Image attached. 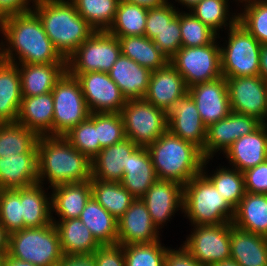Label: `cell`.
<instances>
[{"mask_svg":"<svg viewBox=\"0 0 267 266\" xmlns=\"http://www.w3.org/2000/svg\"><path fill=\"white\" fill-rule=\"evenodd\" d=\"M0 59L13 64L66 63L33 12L0 20Z\"/></svg>","mask_w":267,"mask_h":266,"instance_id":"1","label":"cell"},{"mask_svg":"<svg viewBox=\"0 0 267 266\" xmlns=\"http://www.w3.org/2000/svg\"><path fill=\"white\" fill-rule=\"evenodd\" d=\"M37 151L38 183L47 184L49 189L91 180V160L76 150L64 136H39Z\"/></svg>","mask_w":267,"mask_h":266,"instance_id":"2","label":"cell"},{"mask_svg":"<svg viewBox=\"0 0 267 266\" xmlns=\"http://www.w3.org/2000/svg\"><path fill=\"white\" fill-rule=\"evenodd\" d=\"M32 11L39 17L54 48L66 60L96 31L70 0H38Z\"/></svg>","mask_w":267,"mask_h":266,"instance_id":"3","label":"cell"},{"mask_svg":"<svg viewBox=\"0 0 267 266\" xmlns=\"http://www.w3.org/2000/svg\"><path fill=\"white\" fill-rule=\"evenodd\" d=\"M158 179L185 185L202 173V150L167 130L147 147Z\"/></svg>","mask_w":267,"mask_h":266,"instance_id":"4","label":"cell"},{"mask_svg":"<svg viewBox=\"0 0 267 266\" xmlns=\"http://www.w3.org/2000/svg\"><path fill=\"white\" fill-rule=\"evenodd\" d=\"M183 213L190 226L217 225L233 221L235 209L203 174L194 176L183 186Z\"/></svg>","mask_w":267,"mask_h":266,"instance_id":"5","label":"cell"},{"mask_svg":"<svg viewBox=\"0 0 267 266\" xmlns=\"http://www.w3.org/2000/svg\"><path fill=\"white\" fill-rule=\"evenodd\" d=\"M8 255L37 266H56L63 253L54 223L9 234Z\"/></svg>","mask_w":267,"mask_h":266,"instance_id":"6","label":"cell"},{"mask_svg":"<svg viewBox=\"0 0 267 266\" xmlns=\"http://www.w3.org/2000/svg\"><path fill=\"white\" fill-rule=\"evenodd\" d=\"M220 43L221 71L224 77L260 75V42L236 22L226 30Z\"/></svg>","mask_w":267,"mask_h":266,"instance_id":"7","label":"cell"},{"mask_svg":"<svg viewBox=\"0 0 267 266\" xmlns=\"http://www.w3.org/2000/svg\"><path fill=\"white\" fill-rule=\"evenodd\" d=\"M126 138L148 147L168 130L167 112L143 99L127 100L120 112Z\"/></svg>","mask_w":267,"mask_h":266,"instance_id":"8","label":"cell"},{"mask_svg":"<svg viewBox=\"0 0 267 266\" xmlns=\"http://www.w3.org/2000/svg\"><path fill=\"white\" fill-rule=\"evenodd\" d=\"M121 54L117 37L107 30H97L67 58V72L108 73Z\"/></svg>","mask_w":267,"mask_h":266,"instance_id":"9","label":"cell"},{"mask_svg":"<svg viewBox=\"0 0 267 266\" xmlns=\"http://www.w3.org/2000/svg\"><path fill=\"white\" fill-rule=\"evenodd\" d=\"M54 100L53 136H64L90 116L78 80L67 71L52 90Z\"/></svg>","mask_w":267,"mask_h":266,"instance_id":"10","label":"cell"},{"mask_svg":"<svg viewBox=\"0 0 267 266\" xmlns=\"http://www.w3.org/2000/svg\"><path fill=\"white\" fill-rule=\"evenodd\" d=\"M220 42L205 46L181 47L169 60L181 74L187 87L222 77Z\"/></svg>","mask_w":267,"mask_h":266,"instance_id":"11","label":"cell"},{"mask_svg":"<svg viewBox=\"0 0 267 266\" xmlns=\"http://www.w3.org/2000/svg\"><path fill=\"white\" fill-rule=\"evenodd\" d=\"M192 227L182 245L200 264L210 266L230 258L231 222Z\"/></svg>","mask_w":267,"mask_h":266,"instance_id":"12","label":"cell"},{"mask_svg":"<svg viewBox=\"0 0 267 266\" xmlns=\"http://www.w3.org/2000/svg\"><path fill=\"white\" fill-rule=\"evenodd\" d=\"M225 78L231 111L267 123V82L260 75Z\"/></svg>","mask_w":267,"mask_h":266,"instance_id":"13","label":"cell"},{"mask_svg":"<svg viewBox=\"0 0 267 266\" xmlns=\"http://www.w3.org/2000/svg\"><path fill=\"white\" fill-rule=\"evenodd\" d=\"M81 87L91 113H120L127 100L107 72L69 73Z\"/></svg>","mask_w":267,"mask_h":266,"instance_id":"14","label":"cell"},{"mask_svg":"<svg viewBox=\"0 0 267 266\" xmlns=\"http://www.w3.org/2000/svg\"><path fill=\"white\" fill-rule=\"evenodd\" d=\"M262 123L246 114L231 113L207 128L202 154L205 159L224 154L237 139L255 131Z\"/></svg>","mask_w":267,"mask_h":266,"instance_id":"15","label":"cell"},{"mask_svg":"<svg viewBox=\"0 0 267 266\" xmlns=\"http://www.w3.org/2000/svg\"><path fill=\"white\" fill-rule=\"evenodd\" d=\"M153 223L161 230L179 210L183 214V185L157 179L141 197Z\"/></svg>","mask_w":267,"mask_h":266,"instance_id":"16","label":"cell"},{"mask_svg":"<svg viewBox=\"0 0 267 266\" xmlns=\"http://www.w3.org/2000/svg\"><path fill=\"white\" fill-rule=\"evenodd\" d=\"M188 93L194 100L207 128L231 113L228 87L224 76L193 85L188 88Z\"/></svg>","mask_w":267,"mask_h":266,"instance_id":"17","label":"cell"},{"mask_svg":"<svg viewBox=\"0 0 267 266\" xmlns=\"http://www.w3.org/2000/svg\"><path fill=\"white\" fill-rule=\"evenodd\" d=\"M168 130L181 139L204 149L207 127L204 125L197 106L191 95H185L175 101L167 112Z\"/></svg>","mask_w":267,"mask_h":266,"instance_id":"18","label":"cell"},{"mask_svg":"<svg viewBox=\"0 0 267 266\" xmlns=\"http://www.w3.org/2000/svg\"><path fill=\"white\" fill-rule=\"evenodd\" d=\"M117 224L118 245L152 243L161 240V232L153 223L141 198H136L131 203L123 216L117 220Z\"/></svg>","mask_w":267,"mask_h":266,"instance_id":"19","label":"cell"},{"mask_svg":"<svg viewBox=\"0 0 267 266\" xmlns=\"http://www.w3.org/2000/svg\"><path fill=\"white\" fill-rule=\"evenodd\" d=\"M228 166L242 173L267 160V123L237 139L223 154Z\"/></svg>","mask_w":267,"mask_h":266,"instance_id":"20","label":"cell"},{"mask_svg":"<svg viewBox=\"0 0 267 266\" xmlns=\"http://www.w3.org/2000/svg\"><path fill=\"white\" fill-rule=\"evenodd\" d=\"M187 92L185 80L169 62L164 68L152 71L144 99L168 112Z\"/></svg>","mask_w":267,"mask_h":266,"instance_id":"21","label":"cell"},{"mask_svg":"<svg viewBox=\"0 0 267 266\" xmlns=\"http://www.w3.org/2000/svg\"><path fill=\"white\" fill-rule=\"evenodd\" d=\"M138 146L129 138L102 148L91 160L92 178L101 181L120 182L127 168L129 155Z\"/></svg>","mask_w":267,"mask_h":266,"instance_id":"22","label":"cell"},{"mask_svg":"<svg viewBox=\"0 0 267 266\" xmlns=\"http://www.w3.org/2000/svg\"><path fill=\"white\" fill-rule=\"evenodd\" d=\"M52 221L79 218L92 197L91 182L62 184L51 188ZM55 212V214H54ZM53 214L57 217H54Z\"/></svg>","mask_w":267,"mask_h":266,"instance_id":"23","label":"cell"},{"mask_svg":"<svg viewBox=\"0 0 267 266\" xmlns=\"http://www.w3.org/2000/svg\"><path fill=\"white\" fill-rule=\"evenodd\" d=\"M38 183V153L0 157V189H19Z\"/></svg>","mask_w":267,"mask_h":266,"instance_id":"24","label":"cell"},{"mask_svg":"<svg viewBox=\"0 0 267 266\" xmlns=\"http://www.w3.org/2000/svg\"><path fill=\"white\" fill-rule=\"evenodd\" d=\"M108 73L126 100H131L144 98L152 71L121 54Z\"/></svg>","mask_w":267,"mask_h":266,"instance_id":"25","label":"cell"},{"mask_svg":"<svg viewBox=\"0 0 267 266\" xmlns=\"http://www.w3.org/2000/svg\"><path fill=\"white\" fill-rule=\"evenodd\" d=\"M53 105L52 92L22 97L16 122L34 131L38 136H53Z\"/></svg>","mask_w":267,"mask_h":266,"instance_id":"26","label":"cell"},{"mask_svg":"<svg viewBox=\"0 0 267 266\" xmlns=\"http://www.w3.org/2000/svg\"><path fill=\"white\" fill-rule=\"evenodd\" d=\"M21 77L22 97L52 92L56 82L67 71L66 63L17 64Z\"/></svg>","mask_w":267,"mask_h":266,"instance_id":"27","label":"cell"},{"mask_svg":"<svg viewBox=\"0 0 267 266\" xmlns=\"http://www.w3.org/2000/svg\"><path fill=\"white\" fill-rule=\"evenodd\" d=\"M230 258L240 266H267V237L239 229L231 222Z\"/></svg>","mask_w":267,"mask_h":266,"instance_id":"28","label":"cell"},{"mask_svg":"<svg viewBox=\"0 0 267 266\" xmlns=\"http://www.w3.org/2000/svg\"><path fill=\"white\" fill-rule=\"evenodd\" d=\"M157 179L147 147L138 146L129 155L120 183L134 198H141Z\"/></svg>","mask_w":267,"mask_h":266,"instance_id":"29","label":"cell"},{"mask_svg":"<svg viewBox=\"0 0 267 266\" xmlns=\"http://www.w3.org/2000/svg\"><path fill=\"white\" fill-rule=\"evenodd\" d=\"M44 187V185L37 183L21 188L24 228L44 227L53 223L51 193H48V187Z\"/></svg>","mask_w":267,"mask_h":266,"instance_id":"30","label":"cell"},{"mask_svg":"<svg viewBox=\"0 0 267 266\" xmlns=\"http://www.w3.org/2000/svg\"><path fill=\"white\" fill-rule=\"evenodd\" d=\"M63 255L93 254L101 245L80 218L53 221Z\"/></svg>","mask_w":267,"mask_h":266,"instance_id":"31","label":"cell"},{"mask_svg":"<svg viewBox=\"0 0 267 266\" xmlns=\"http://www.w3.org/2000/svg\"><path fill=\"white\" fill-rule=\"evenodd\" d=\"M22 101L17 64L0 59V123L16 122Z\"/></svg>","mask_w":267,"mask_h":266,"instance_id":"32","label":"cell"},{"mask_svg":"<svg viewBox=\"0 0 267 266\" xmlns=\"http://www.w3.org/2000/svg\"><path fill=\"white\" fill-rule=\"evenodd\" d=\"M233 225L267 237V194L245 192L235 208Z\"/></svg>","mask_w":267,"mask_h":266,"instance_id":"33","label":"cell"},{"mask_svg":"<svg viewBox=\"0 0 267 266\" xmlns=\"http://www.w3.org/2000/svg\"><path fill=\"white\" fill-rule=\"evenodd\" d=\"M79 218L101 246L117 244V220L93 196L85 205Z\"/></svg>","mask_w":267,"mask_h":266,"instance_id":"34","label":"cell"},{"mask_svg":"<svg viewBox=\"0 0 267 266\" xmlns=\"http://www.w3.org/2000/svg\"><path fill=\"white\" fill-rule=\"evenodd\" d=\"M117 39L123 56L150 71L164 68L169 63L168 58L145 35L117 37Z\"/></svg>","mask_w":267,"mask_h":266,"instance_id":"35","label":"cell"},{"mask_svg":"<svg viewBox=\"0 0 267 266\" xmlns=\"http://www.w3.org/2000/svg\"><path fill=\"white\" fill-rule=\"evenodd\" d=\"M211 160L212 158L205 159L202 173L214 184L218 193L235 209L245 195L244 174L234 167H224L222 164L209 172L210 170L206 165H209Z\"/></svg>","mask_w":267,"mask_h":266,"instance_id":"36","label":"cell"},{"mask_svg":"<svg viewBox=\"0 0 267 266\" xmlns=\"http://www.w3.org/2000/svg\"><path fill=\"white\" fill-rule=\"evenodd\" d=\"M92 196L116 220H119L136 199L120 183L91 179Z\"/></svg>","mask_w":267,"mask_h":266,"instance_id":"37","label":"cell"},{"mask_svg":"<svg viewBox=\"0 0 267 266\" xmlns=\"http://www.w3.org/2000/svg\"><path fill=\"white\" fill-rule=\"evenodd\" d=\"M39 136L17 122L0 123V157L38 153Z\"/></svg>","mask_w":267,"mask_h":266,"instance_id":"38","label":"cell"},{"mask_svg":"<svg viewBox=\"0 0 267 266\" xmlns=\"http://www.w3.org/2000/svg\"><path fill=\"white\" fill-rule=\"evenodd\" d=\"M229 1L231 0H201L189 12L220 36L221 29L224 31L237 22L238 9L235 12L231 9L230 12Z\"/></svg>","mask_w":267,"mask_h":266,"instance_id":"39","label":"cell"},{"mask_svg":"<svg viewBox=\"0 0 267 266\" xmlns=\"http://www.w3.org/2000/svg\"><path fill=\"white\" fill-rule=\"evenodd\" d=\"M148 9L120 0L113 24L107 30L116 37L143 36Z\"/></svg>","mask_w":267,"mask_h":266,"instance_id":"40","label":"cell"},{"mask_svg":"<svg viewBox=\"0 0 267 266\" xmlns=\"http://www.w3.org/2000/svg\"><path fill=\"white\" fill-rule=\"evenodd\" d=\"M78 14L96 31L108 30L113 24L120 0H70Z\"/></svg>","mask_w":267,"mask_h":266,"instance_id":"41","label":"cell"},{"mask_svg":"<svg viewBox=\"0 0 267 266\" xmlns=\"http://www.w3.org/2000/svg\"><path fill=\"white\" fill-rule=\"evenodd\" d=\"M239 3L237 6L241 9L238 10L237 22L261 45L267 44V0H243Z\"/></svg>","mask_w":267,"mask_h":266,"instance_id":"42","label":"cell"},{"mask_svg":"<svg viewBox=\"0 0 267 266\" xmlns=\"http://www.w3.org/2000/svg\"><path fill=\"white\" fill-rule=\"evenodd\" d=\"M64 138L78 151L92 160L100 152L97 135V113L73 127Z\"/></svg>","mask_w":267,"mask_h":266,"instance_id":"43","label":"cell"},{"mask_svg":"<svg viewBox=\"0 0 267 266\" xmlns=\"http://www.w3.org/2000/svg\"><path fill=\"white\" fill-rule=\"evenodd\" d=\"M180 29L182 47L205 46L223 39L191 12L183 10L180 11Z\"/></svg>","mask_w":267,"mask_h":266,"instance_id":"44","label":"cell"},{"mask_svg":"<svg viewBox=\"0 0 267 266\" xmlns=\"http://www.w3.org/2000/svg\"><path fill=\"white\" fill-rule=\"evenodd\" d=\"M161 241L124 245L126 266H165L168 246Z\"/></svg>","mask_w":267,"mask_h":266,"instance_id":"45","label":"cell"},{"mask_svg":"<svg viewBox=\"0 0 267 266\" xmlns=\"http://www.w3.org/2000/svg\"><path fill=\"white\" fill-rule=\"evenodd\" d=\"M0 223L8 234L24 229L21 188L0 189Z\"/></svg>","mask_w":267,"mask_h":266,"instance_id":"46","label":"cell"},{"mask_svg":"<svg viewBox=\"0 0 267 266\" xmlns=\"http://www.w3.org/2000/svg\"><path fill=\"white\" fill-rule=\"evenodd\" d=\"M97 135L100 150L126 138L120 113H97Z\"/></svg>","mask_w":267,"mask_h":266,"instance_id":"47","label":"cell"},{"mask_svg":"<svg viewBox=\"0 0 267 266\" xmlns=\"http://www.w3.org/2000/svg\"><path fill=\"white\" fill-rule=\"evenodd\" d=\"M154 44L170 60L182 47L180 11L153 39Z\"/></svg>","mask_w":267,"mask_h":266,"instance_id":"48","label":"cell"},{"mask_svg":"<svg viewBox=\"0 0 267 266\" xmlns=\"http://www.w3.org/2000/svg\"><path fill=\"white\" fill-rule=\"evenodd\" d=\"M179 11L180 8H176L170 0L162 6L148 9L144 35L152 40Z\"/></svg>","mask_w":267,"mask_h":266,"instance_id":"49","label":"cell"},{"mask_svg":"<svg viewBox=\"0 0 267 266\" xmlns=\"http://www.w3.org/2000/svg\"><path fill=\"white\" fill-rule=\"evenodd\" d=\"M245 192L267 194V160L243 172Z\"/></svg>","mask_w":267,"mask_h":266,"instance_id":"50","label":"cell"},{"mask_svg":"<svg viewBox=\"0 0 267 266\" xmlns=\"http://www.w3.org/2000/svg\"><path fill=\"white\" fill-rule=\"evenodd\" d=\"M96 266H126L124 257V246L103 245L93 254Z\"/></svg>","mask_w":267,"mask_h":266,"instance_id":"51","label":"cell"},{"mask_svg":"<svg viewBox=\"0 0 267 266\" xmlns=\"http://www.w3.org/2000/svg\"><path fill=\"white\" fill-rule=\"evenodd\" d=\"M176 248L170 246L167 248L165 266H205L200 264L182 244Z\"/></svg>","mask_w":267,"mask_h":266,"instance_id":"52","label":"cell"},{"mask_svg":"<svg viewBox=\"0 0 267 266\" xmlns=\"http://www.w3.org/2000/svg\"><path fill=\"white\" fill-rule=\"evenodd\" d=\"M37 1L38 0H0V20L7 16L32 11Z\"/></svg>","mask_w":267,"mask_h":266,"instance_id":"53","label":"cell"},{"mask_svg":"<svg viewBox=\"0 0 267 266\" xmlns=\"http://www.w3.org/2000/svg\"><path fill=\"white\" fill-rule=\"evenodd\" d=\"M56 266H96V263L92 254L63 255Z\"/></svg>","mask_w":267,"mask_h":266,"instance_id":"54","label":"cell"},{"mask_svg":"<svg viewBox=\"0 0 267 266\" xmlns=\"http://www.w3.org/2000/svg\"><path fill=\"white\" fill-rule=\"evenodd\" d=\"M129 3H134L136 5H140L141 7H145L147 9L153 7H159L167 3L169 0H123Z\"/></svg>","mask_w":267,"mask_h":266,"instance_id":"55","label":"cell"},{"mask_svg":"<svg viewBox=\"0 0 267 266\" xmlns=\"http://www.w3.org/2000/svg\"><path fill=\"white\" fill-rule=\"evenodd\" d=\"M260 76L267 82V44L261 45Z\"/></svg>","mask_w":267,"mask_h":266,"instance_id":"56","label":"cell"},{"mask_svg":"<svg viewBox=\"0 0 267 266\" xmlns=\"http://www.w3.org/2000/svg\"><path fill=\"white\" fill-rule=\"evenodd\" d=\"M9 234L0 223V256L8 254Z\"/></svg>","mask_w":267,"mask_h":266,"instance_id":"57","label":"cell"},{"mask_svg":"<svg viewBox=\"0 0 267 266\" xmlns=\"http://www.w3.org/2000/svg\"><path fill=\"white\" fill-rule=\"evenodd\" d=\"M4 266H37L29 261H22L6 254L4 256Z\"/></svg>","mask_w":267,"mask_h":266,"instance_id":"58","label":"cell"},{"mask_svg":"<svg viewBox=\"0 0 267 266\" xmlns=\"http://www.w3.org/2000/svg\"><path fill=\"white\" fill-rule=\"evenodd\" d=\"M172 1V0H171ZM201 0H175V2H178L182 8L186 9V11H189L192 9L195 5H197ZM186 7V8H185Z\"/></svg>","mask_w":267,"mask_h":266,"instance_id":"59","label":"cell"},{"mask_svg":"<svg viewBox=\"0 0 267 266\" xmlns=\"http://www.w3.org/2000/svg\"><path fill=\"white\" fill-rule=\"evenodd\" d=\"M210 266H240L234 259L228 258L221 262H216Z\"/></svg>","mask_w":267,"mask_h":266,"instance_id":"60","label":"cell"},{"mask_svg":"<svg viewBox=\"0 0 267 266\" xmlns=\"http://www.w3.org/2000/svg\"><path fill=\"white\" fill-rule=\"evenodd\" d=\"M0 266H4V256H0Z\"/></svg>","mask_w":267,"mask_h":266,"instance_id":"61","label":"cell"},{"mask_svg":"<svg viewBox=\"0 0 267 266\" xmlns=\"http://www.w3.org/2000/svg\"><path fill=\"white\" fill-rule=\"evenodd\" d=\"M234 2H237V4L243 0H233Z\"/></svg>","mask_w":267,"mask_h":266,"instance_id":"62","label":"cell"}]
</instances>
